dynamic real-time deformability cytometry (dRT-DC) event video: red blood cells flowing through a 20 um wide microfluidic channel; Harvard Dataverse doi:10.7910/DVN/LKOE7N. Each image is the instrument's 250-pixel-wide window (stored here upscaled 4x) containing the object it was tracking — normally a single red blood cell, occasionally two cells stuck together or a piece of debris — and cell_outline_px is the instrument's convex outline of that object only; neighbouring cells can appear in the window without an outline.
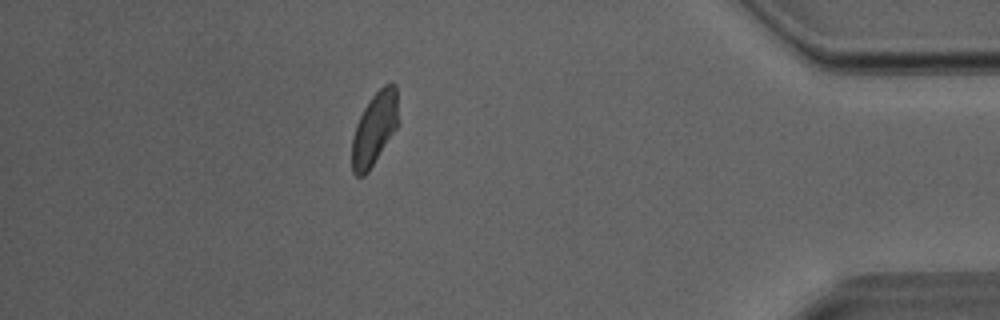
{"species": "Egyptian fruit bat (a non-hibernating species)", "species_latin": "Rousettus aegyptiacus", "temperature_condition": "room temperature", "stored_images_in_passage": 32, "camera_frame_rate_fps": 3000, "um_per_image_px": 0.085, "animal": {"sex": "male"}, "frame": {"image": 1, "passage_image": 28, "time_ms": 9.0, "image_size_px": [1000, 320], "cell_outline_px": [[400, 124], [368, 172], [364, 176], [356, 176], [352, 172], [352, 140], [356, 124], [364, 108], [372, 96], [384, 84], [392, 80], [396, 84]], "centroid_in_image_um": [31.87, 10.9], "position_along_channel_um": 403.3, "area_um2": 20.11}}